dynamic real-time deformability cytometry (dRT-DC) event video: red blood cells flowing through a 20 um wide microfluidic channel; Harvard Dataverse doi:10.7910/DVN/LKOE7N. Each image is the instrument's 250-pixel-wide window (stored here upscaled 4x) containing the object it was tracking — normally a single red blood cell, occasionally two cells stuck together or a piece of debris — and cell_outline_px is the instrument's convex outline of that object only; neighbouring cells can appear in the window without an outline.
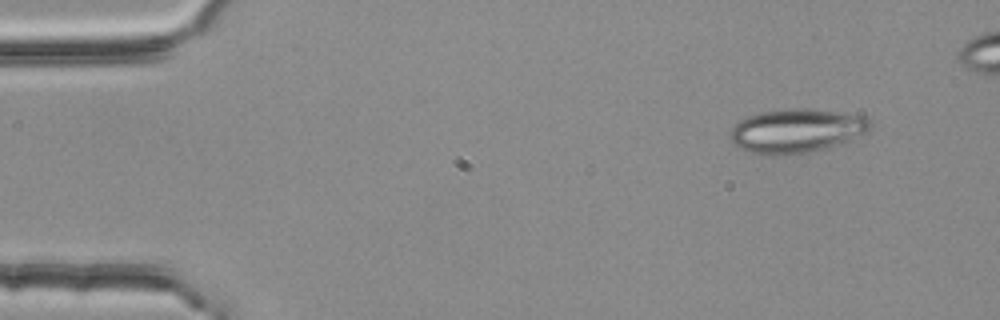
{"species": "common noctule bat (a hibernating species)", "species_latin": "Nyctalus noctula", "temperature_condition": "room temperature", "stored_images_in_passage": 51, "segment_of_instrument_passage": [1, 2], "camera_frame_rate_fps": 3000, "um_per_image_px": 0.085, "animal": {"sex": "female", "body_mass_g": 25.1}, "frame": {"image": 1, "passage_image": 1, "time_ms": 0.0, "image_size_px": [1000, 320], "cell_outline_px": [[872, 124], [868, 132], [848, 140], [824, 148], [808, 152], [752, 152], [740, 148], [728, 136], [732, 128], [740, 120], [748, 116], [764, 112], [792, 108], [804, 108], [864, 116]], "centroid_in_image_um": [67.72, 11.07], "position_along_channel_um": 17.3, "area_um2": 34.39}}
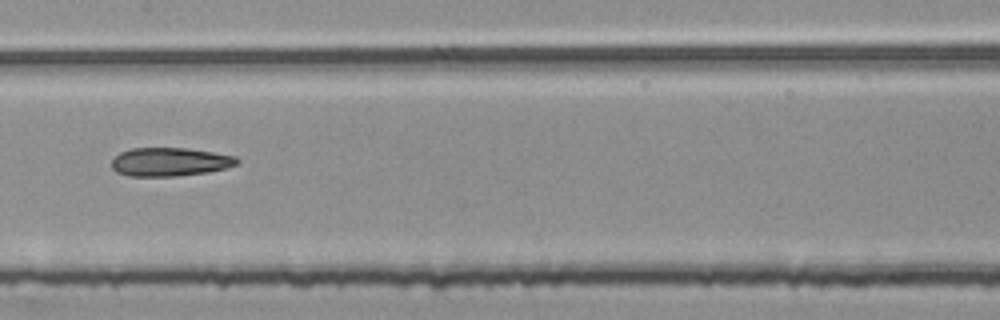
{"frame": {"image": 2, "passage_image": 23, "time_ms": 7.333, "image_size_px": [1000, 320], "cell_outline_px": [[240, 160], [236, 164], [224, 168], [208, 172], [176, 176], [128, 176], [116, 172], [112, 168], [112, 160], [120, 152], [132, 148], [188, 148], [236, 156]], "centroid_in_image_um": [14.42, 13.76], "position_along_channel_um": 193.0, "area_um2": 20.81}}
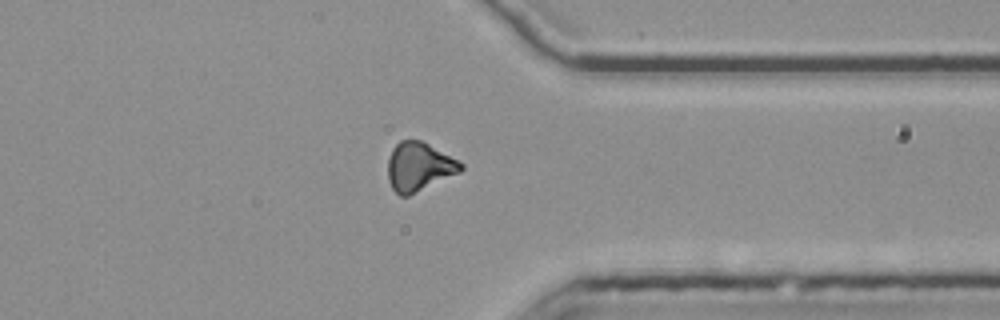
{"frame": {"image": 3, "passage_image": 38, "time_ms": 12.333, "image_size_px": [1000, 320], "cell_outline_px": [[464, 168], [460, 172], [408, 196], [400, 196], [392, 188], [388, 180], [388, 160], [392, 148], [400, 140], [420, 140], [428, 144], [464, 164]], "centroid_in_image_um": [35.59, 14.17], "position_along_channel_um": 375.8, "area_um2": 20.52}}